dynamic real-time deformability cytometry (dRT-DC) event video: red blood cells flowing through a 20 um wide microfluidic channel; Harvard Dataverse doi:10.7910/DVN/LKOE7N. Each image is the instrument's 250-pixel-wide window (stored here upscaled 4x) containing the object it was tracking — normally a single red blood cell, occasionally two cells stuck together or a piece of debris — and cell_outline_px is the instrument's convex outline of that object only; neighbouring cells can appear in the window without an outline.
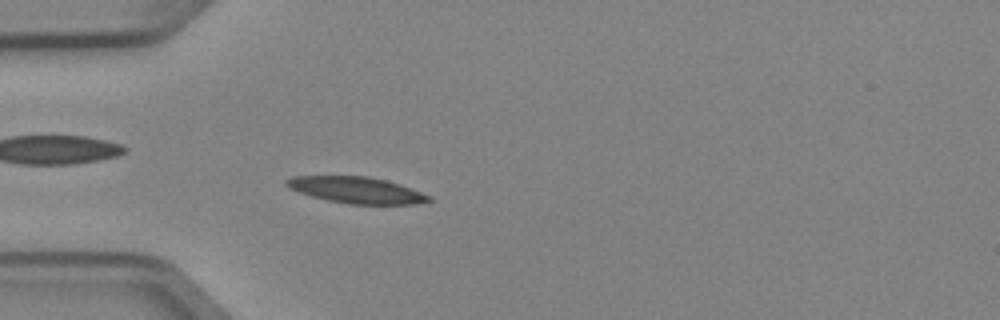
{"species": "Egyptian fruit bat (a non-hibernating species)", "species_latin": "Rousettus aegyptiacus", "temperature_condition": "cold", "stored_images_in_passage": 3, "camera_frame_rate_fps": 3000, "um_per_image_px": 0.085, "animal": {"sex": "female"}, "frame": {"image": 1, "passage_image": 3, "time_ms": 0.667, "image_size_px": [1000, 320], "cell_outline_px": [[432, 200], [416, 204], [348, 204], [328, 200], [312, 196], [288, 188], [284, 184], [284, 180], [292, 176], [368, 176], [400, 184], [432, 196]], "centroid_in_image_um": [30.29, 16.15], "position_along_channel_um": 54.7, "area_um2": 21.85}}